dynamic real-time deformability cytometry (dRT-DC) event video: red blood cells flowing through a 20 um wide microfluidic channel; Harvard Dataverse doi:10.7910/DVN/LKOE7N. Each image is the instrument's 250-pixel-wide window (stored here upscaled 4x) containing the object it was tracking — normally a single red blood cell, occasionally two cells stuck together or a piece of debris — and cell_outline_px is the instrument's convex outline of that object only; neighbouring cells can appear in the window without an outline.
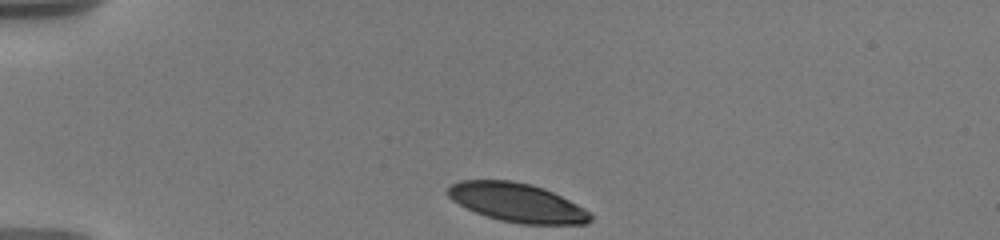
{"species": "human", "species_latin": "Homo sapiens", "temperature_condition": "warm", "stored_images_in_passage": 55, "camera_frame_rate_fps": 3000, "um_per_image_px": 0.085, "donor": {"sex": "male"}, "frame": {"image": 1, "passage_image": 1, "time_ms": 0.0, "image_size_px": [1000, 240], "cell_outline_px": [[592, 220], [588, 224], [520, 224], [500, 220], [476, 212], [452, 200], [448, 196], [448, 188], [452, 184], [460, 180], [512, 180], [532, 184], [544, 188], [584, 208], [592, 216]], "centroid_in_image_um": [43.97, 17.22], "position_along_channel_um": 41.0, "area_um2": 32.02}}
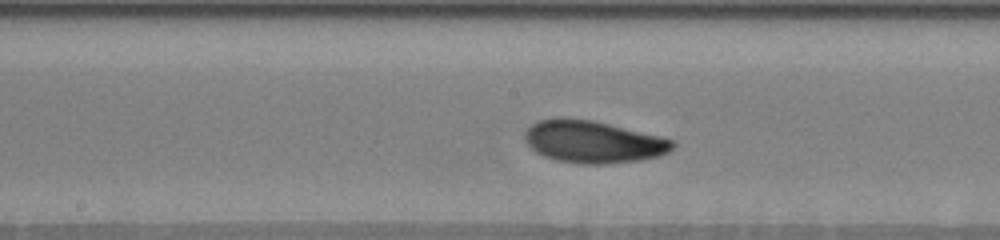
{"frame": {"image": 2, "passage_image": 27, "time_ms": 5.667, "image_size_px": [1000, 240], "cell_outline_px": [[676, 144], [668, 152], [660, 156], [640, 160], [608, 164], [580, 164], [556, 160], [544, 156], [536, 152], [528, 144], [524, 136], [524, 132], [532, 124], [540, 120], [560, 116], [592, 120], [660, 136], [672, 140]], "centroid_in_image_um": [50.4, 12.05], "position_along_channel_um": 197.8, "area_um2": 36.47}}
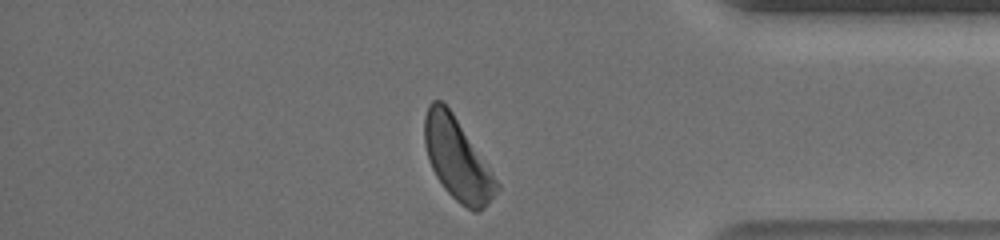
{"frame": {"image": 3, "passage_image": 52, "time_ms": 11.667, "image_size_px": [1000, 240], "cell_outline_px": [[500, 188], [484, 208], [480, 212], [476, 212], [460, 204], [444, 188], [436, 176], [428, 160], [424, 144], [424, 116], [428, 104], [432, 100], [440, 100], [452, 112], [500, 184]], "centroid_in_image_um": [38.85, 13.53], "position_along_channel_um": 396.4, "area_um2": 33.99}, "authors_computed_cell_mechanics": {"area_um2": 34.969, "velocity_mm_per_s": 3.5809, "shape_relaxation_time_tau1_ms": 3.1627, "shape_relaxation_time_tau2_ms": 5.8816, "deformation_change_tau1": 0.1265, "deformation_change_tau2": 0.1138}}